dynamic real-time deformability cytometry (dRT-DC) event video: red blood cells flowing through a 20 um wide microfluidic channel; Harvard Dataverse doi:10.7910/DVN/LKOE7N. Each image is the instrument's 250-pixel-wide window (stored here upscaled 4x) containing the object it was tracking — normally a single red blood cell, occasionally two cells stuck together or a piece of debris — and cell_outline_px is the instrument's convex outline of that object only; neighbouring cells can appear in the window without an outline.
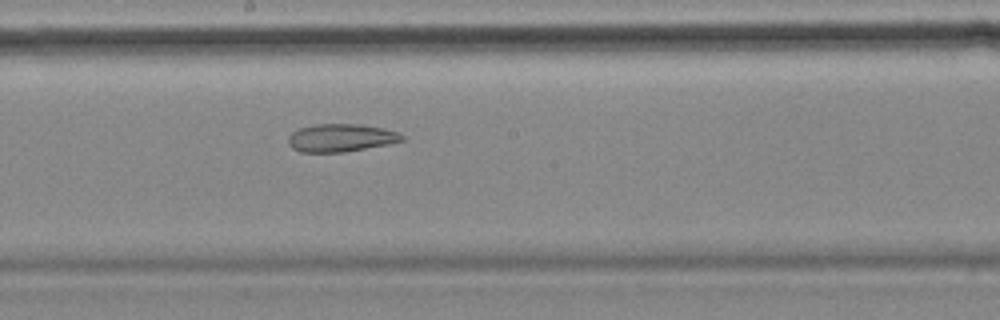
{"species": "common noctule bat (a hibernating species)", "species_latin": "Nyctalus noctula", "temperature_condition": "cold", "stored_images_in_passage": 5, "camera_frame_rate_fps": 3000, "um_per_image_px": 0.085, "animal": {"sex": "female", "body_mass_g": 18.4}, "frame": {"image": 1, "passage_image": 5, "time_ms": 5.333, "image_size_px": [1000, 320], "cell_outline_px": [[404, 140], [388, 144], [344, 152], [300, 152], [292, 148], [288, 144], [288, 136], [292, 132], [300, 128], [316, 124], [360, 124], [384, 128], [400, 132], [404, 136]], "centroid_in_image_um": [28.98, 11.71], "position_along_channel_um": 219.2, "area_um2": 18.55}}